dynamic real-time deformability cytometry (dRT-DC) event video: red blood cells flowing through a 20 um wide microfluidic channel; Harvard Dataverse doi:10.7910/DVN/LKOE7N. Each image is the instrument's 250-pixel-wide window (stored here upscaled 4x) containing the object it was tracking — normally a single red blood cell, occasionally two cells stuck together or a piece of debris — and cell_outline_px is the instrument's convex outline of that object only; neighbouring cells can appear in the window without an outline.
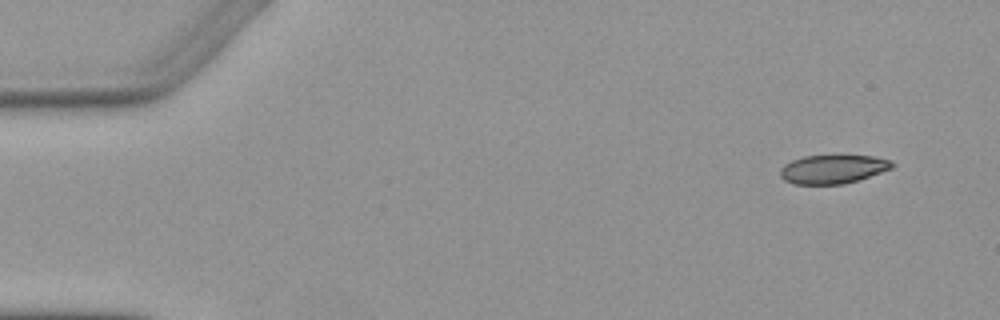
{"species": "Egyptian fruit bat (a non-hibernating species)", "species_latin": "Rousettus aegyptiacus", "temperature_condition": "warm", "stored_images_in_passage": 5, "camera_frame_rate_fps": 3000, "um_per_image_px": 0.085, "animal": {"sex": "female"}, "frame": {"image": 1, "passage_image": 1, "time_ms": 0.0, "image_size_px": [1000, 320], "cell_outline_px": [[896, 164], [892, 168], [844, 184], [792, 184], [784, 180], [780, 176], [780, 168], [784, 164], [792, 160], [804, 156], [872, 156], [892, 160]], "centroid_in_image_um": [70.77, 14.38], "position_along_channel_um": 14.2, "area_um2": 18.61}}
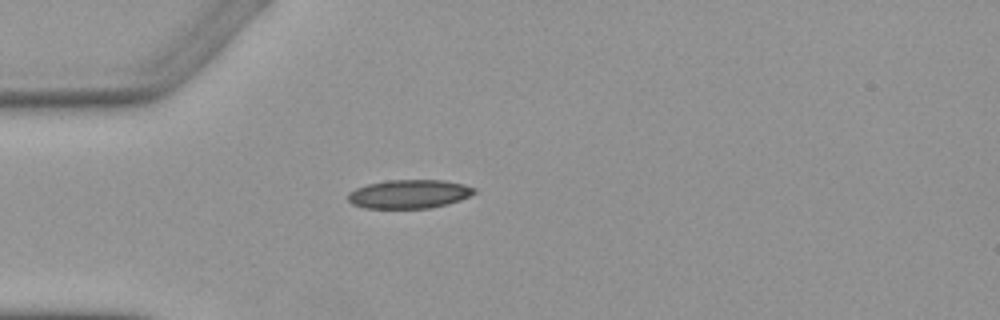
{"frame": {"image": 2, "passage_image": 4, "time_ms": 3.667, "image_size_px": [1000, 320], "cell_outline_px": [[476, 192], [460, 200], [448, 204], [432, 208], [364, 208], [352, 204], [348, 200], [348, 192], [356, 188], [368, 184], [388, 180], [444, 180], [464, 184], [476, 188]], "centroid_in_image_um": [34.78, 16.49], "position_along_channel_um": 50.2, "area_um2": 21.21}}